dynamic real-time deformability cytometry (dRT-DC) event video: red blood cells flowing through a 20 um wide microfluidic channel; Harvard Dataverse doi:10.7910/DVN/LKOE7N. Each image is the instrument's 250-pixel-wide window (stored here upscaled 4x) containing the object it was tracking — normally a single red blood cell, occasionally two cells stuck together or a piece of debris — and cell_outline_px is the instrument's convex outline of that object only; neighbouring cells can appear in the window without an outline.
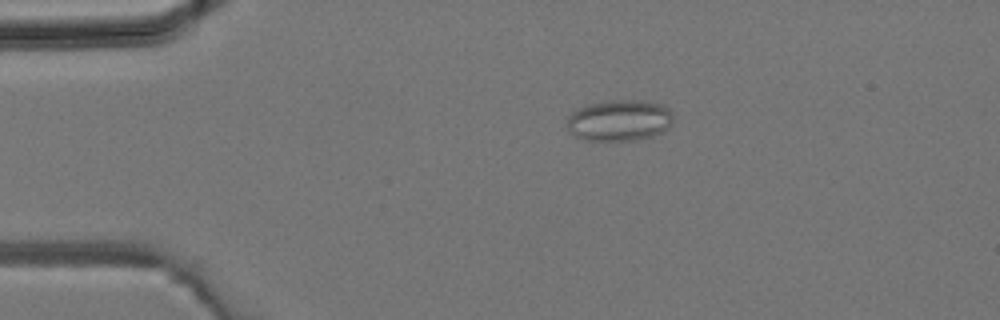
{"species": "common noctule bat (a hibernating species)", "species_latin": "Nyctalus noctula", "temperature_condition": "room temperature", "stored_images_in_passage": 4, "camera_frame_rate_fps": 3000, "um_per_image_px": 0.085, "animal": {"sex": "male", "body_mass_g": 19.2, "forearm_length_mm": 51.8}, "frame": {"image": 1, "passage_image": 4, "time_ms": 1.0, "image_size_px": [1000, 320], "cell_outline_px": [[672, 124], [668, 128], [652, 136], [636, 140], [584, 140], [576, 136], [568, 128], [568, 116], [572, 112], [580, 108], [592, 104], [612, 100], [632, 100], [660, 104], [668, 108], [672, 112]], "centroid_in_image_um": [52.67, 10.24], "position_along_channel_um": 32.3, "area_um2": 25.09}}